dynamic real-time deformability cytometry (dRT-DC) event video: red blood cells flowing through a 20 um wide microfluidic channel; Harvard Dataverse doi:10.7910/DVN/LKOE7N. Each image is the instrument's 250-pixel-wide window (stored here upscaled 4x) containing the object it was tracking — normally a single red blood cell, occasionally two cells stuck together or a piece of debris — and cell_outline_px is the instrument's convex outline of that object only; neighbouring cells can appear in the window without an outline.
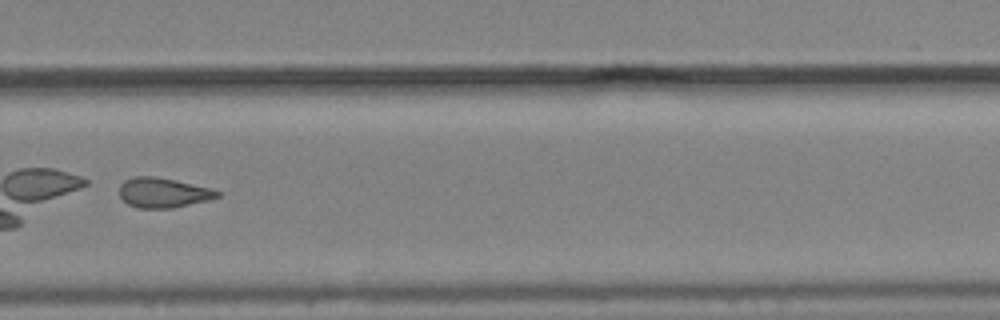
{"species": "common noctule bat (a hibernating species)", "species_latin": "Nyctalus noctula", "temperature_condition": "cold", "stored_images_in_passage": 53, "camera_frame_rate_fps": 3000, "um_per_image_px": 0.085, "animal": {"sex": "male", "body_mass_g": 19.2, "forearm_length_mm": 51.8}, "frame": {"image": 1, "passage_image": 38, "time_ms": 12.333, "image_size_px": [1000, 320], "cell_outline_px": [[220, 196], [208, 200], [172, 208], [140, 208], [128, 204], [120, 196], [120, 184], [124, 180], [132, 176], [156, 176], [176, 180], [212, 188], [220, 192]], "centroid_in_image_um": [13.87, 16.36], "position_along_channel_um": 315.9, "area_um2": 17.11}, "authors_computed_cell_mechanics": {"area_um2": 17.5712, "velocity_mm_per_s": 3.7088, "shape_relaxation_time_tau1_ms": 2.0406, "shape_relaxation_time_tau2_ms": null, "deformation_change_tau1": 0.1819, "deformation_change_tau2": null}}